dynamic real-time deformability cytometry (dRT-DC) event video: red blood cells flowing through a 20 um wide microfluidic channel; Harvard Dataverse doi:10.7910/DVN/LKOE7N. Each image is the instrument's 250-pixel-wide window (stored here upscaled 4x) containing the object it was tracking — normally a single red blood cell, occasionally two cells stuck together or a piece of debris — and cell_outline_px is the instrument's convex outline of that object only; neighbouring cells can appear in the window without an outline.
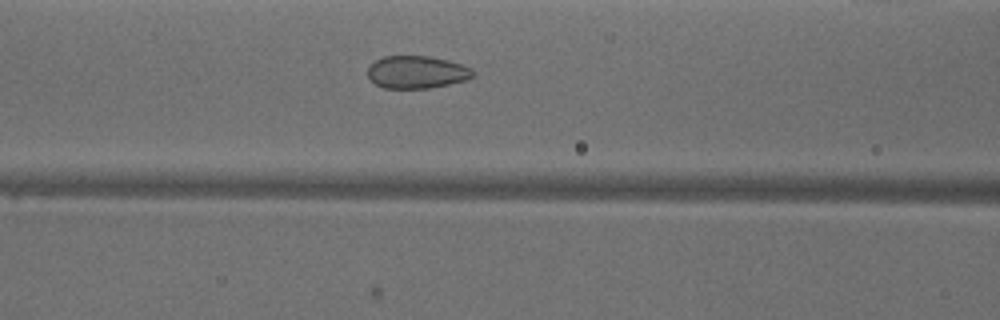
{"species": "common noctule bat (a hibernating species)", "species_latin": "Nyctalus noctula", "temperature_condition": "warm", "stored_images_in_passage": 41, "camera_frame_rate_fps": 3000, "um_per_image_px": 0.085, "animal": {"sex": "male", "body_mass_g": 18.8}, "frame": {"image": 1, "passage_image": 11, "time_ms": 3.333, "image_size_px": [1000, 320], "cell_outline_px": [[472, 76], [464, 80], [448, 84], [428, 88], [384, 88], [376, 84], [368, 76], [368, 68], [376, 60], [384, 56], [428, 56], [448, 60], [472, 68]], "centroid_in_image_um": [35.4, 6.12], "position_along_channel_um": 131.2, "area_um2": 19.65}}
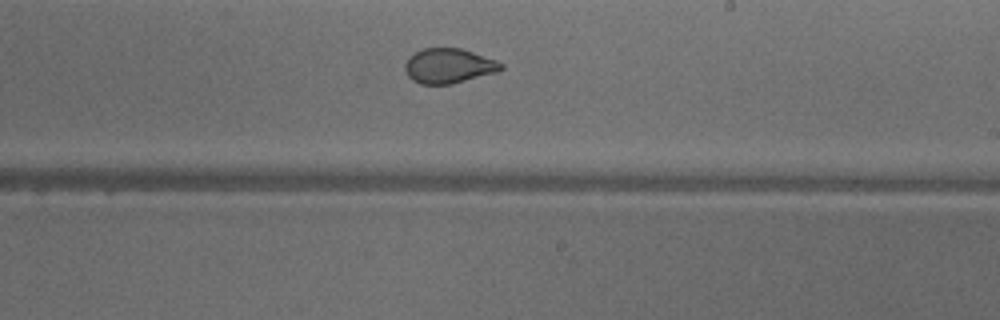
{"frame": {"image": 2, "passage_image": 20, "time_ms": 6.333, "image_size_px": [1000, 320], "cell_outline_px": [[504, 68], [496, 72], [452, 84], [420, 84], [412, 80], [408, 76], [404, 68], [404, 64], [408, 56], [424, 48], [460, 48], [496, 60], [504, 64]], "centroid_in_image_um": [38.11, 5.6], "position_along_channel_um": 250.9, "area_um2": 19.48}}
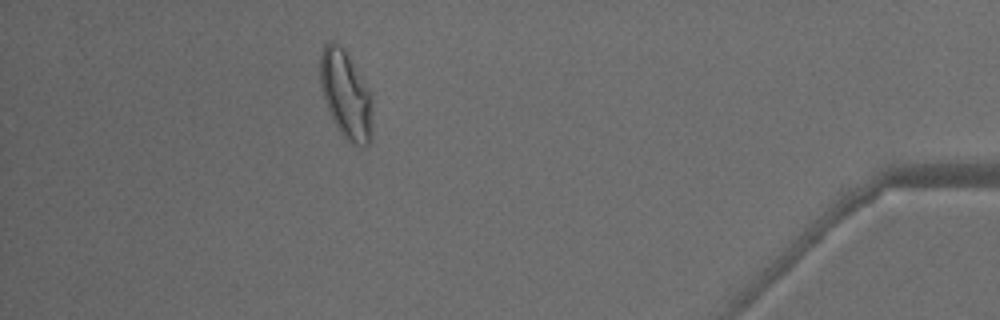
{"frame": {"image": 3, "passage_image": 36, "time_ms": 11.667, "image_size_px": [1000, 320], "cell_outline_px": [[372, 136], [368, 144], [364, 148], [360, 148], [352, 144], [340, 132], [328, 108], [320, 88], [320, 52], [324, 44], [332, 40], [336, 40], [344, 48], [372, 96]], "centroid_in_image_um": [29.4, 8.04], "position_along_channel_um": 405.8, "area_um2": 26.93}, "authors_computed_cell_mechanics": {"area_um2": 21.7906, "velocity_mm_per_s": 3.996, "shape_relaxation_time_tau1_ms": null, "shape_relaxation_time_tau2_ms": 0.6471, "deformation_change_tau1": null, "deformation_change_tau2": 0.0496}}